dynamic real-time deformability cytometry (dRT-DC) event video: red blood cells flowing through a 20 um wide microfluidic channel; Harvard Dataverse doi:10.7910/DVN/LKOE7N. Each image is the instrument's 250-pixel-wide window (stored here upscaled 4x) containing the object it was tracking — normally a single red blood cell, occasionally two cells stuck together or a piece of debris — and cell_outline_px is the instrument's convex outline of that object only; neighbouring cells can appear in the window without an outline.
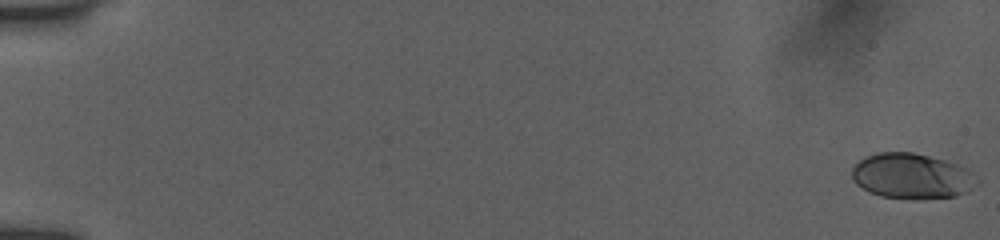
{"species": "human", "species_latin": "Homo sapiens", "temperature_condition": "room temperature", "stored_images_in_passage": 54, "camera_frame_rate_fps": 3000, "um_per_image_px": 0.085, "donor": {"sex": "female"}, "frame": {"image": 1, "passage_image": 1, "time_ms": 0.0, "image_size_px": [1000, 240], "cell_outline_px": [[980, 184], [968, 192], [956, 196], [912, 200], [880, 196], [856, 184], [852, 180], [852, 168], [864, 156], [876, 152], [912, 152], [944, 160], [968, 168], [980, 180]], "centroid_in_image_um": [77.55, 14.98], "position_along_channel_um": 7.5, "area_um2": 33.52}}
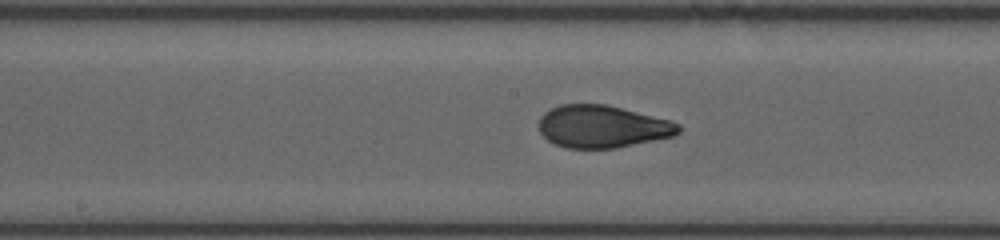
{"frame": {"image": 2, "passage_image": 30, "time_ms": 9.667, "image_size_px": [1000, 240], "cell_outline_px": [[680, 132], [672, 136], [616, 148], [568, 148], [556, 144], [548, 140], [540, 132], [540, 116], [544, 112], [560, 104], [604, 104], [672, 120], [680, 124]], "centroid_in_image_um": [51.21, 10.75], "position_along_channel_um": 197.0, "area_um2": 34.33}}
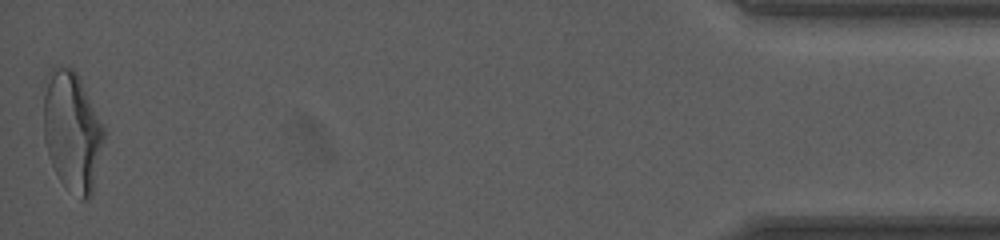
{"frame": {"image": 3, "passage_image": 54, "time_ms": 17.667, "image_size_px": [1000, 240], "cell_outline_px": [[104, 140], [92, 196], [88, 200], [80, 200], [60, 180], [52, 164], [44, 140], [44, 96], [52, 64], [60, 64], [72, 68], [76, 72], [104, 128]], "centroid_in_image_um": [6.14, 11.18], "position_along_channel_um": 429.1, "area_um2": 41.73}, "authors_computed_cell_mechanics": {"area_um2": 34.7089, "velocity_mm_per_s": 3.9227, "shape_relaxation_time_tau1_ms": 6.2305, "shape_relaxation_time_tau2_ms": 0.7314, "deformation_change_tau1": 0.2142, "deformation_change_tau2": 0.0522}}